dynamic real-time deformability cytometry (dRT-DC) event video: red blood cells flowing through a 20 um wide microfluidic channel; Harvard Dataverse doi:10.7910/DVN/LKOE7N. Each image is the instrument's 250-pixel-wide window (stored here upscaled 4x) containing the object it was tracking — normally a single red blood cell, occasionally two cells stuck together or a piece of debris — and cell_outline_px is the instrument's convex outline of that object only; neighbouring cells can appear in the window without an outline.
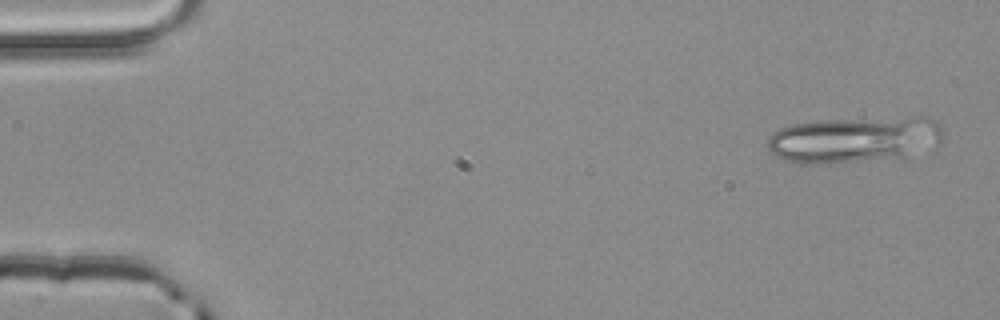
{"species": "common noctule bat (a hibernating species)", "species_latin": "Nyctalus noctula", "temperature_condition": "room temperature", "stored_images_in_passage": 3, "camera_frame_rate_fps": 3000, "um_per_image_px": 0.085, "animal": {"sex": "male", "body_mass_g": 20.4}, "frame": {"image": 1, "passage_image": 1, "time_ms": 0.0, "image_size_px": [1000, 320], "cell_outline_px": [[944, 140], [936, 152], [904, 156], [824, 164], [800, 164], [776, 156], [768, 148], [768, 136], [772, 132], [780, 128], [792, 124], [820, 120], [916, 116], [924, 116], [932, 120], [940, 128], [944, 136]], "centroid_in_image_um": [72.71, 11.86], "position_along_channel_um": 12.3, "area_um2": 48.15}}